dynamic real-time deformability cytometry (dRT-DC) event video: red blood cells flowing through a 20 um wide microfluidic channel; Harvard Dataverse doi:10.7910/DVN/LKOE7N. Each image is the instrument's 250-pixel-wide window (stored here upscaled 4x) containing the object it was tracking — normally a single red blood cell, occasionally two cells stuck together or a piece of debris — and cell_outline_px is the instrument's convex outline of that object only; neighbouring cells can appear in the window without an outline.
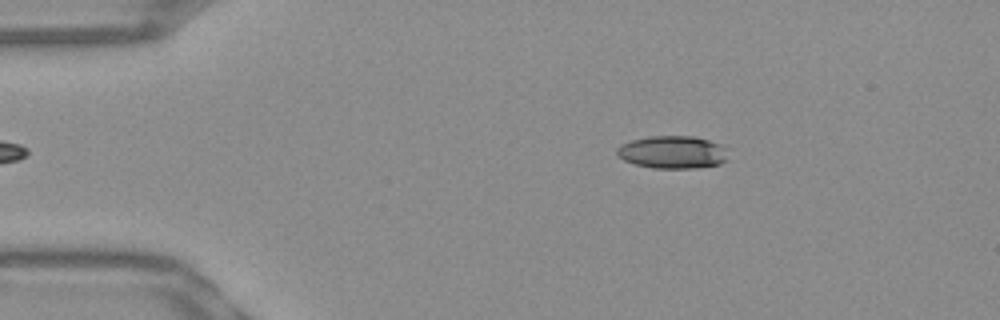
{"species": "Egyptian fruit bat (a non-hibernating species)", "species_latin": "Rousettus aegyptiacus", "temperature_condition": "warm", "stored_images_in_passage": 50, "camera_frame_rate_fps": 3000, "um_per_image_px": 0.085, "frame": {"image": 1, "passage_image": 7, "time_ms": 2.0, "image_size_px": [1000, 320], "cell_outline_px": [[728, 160], [720, 164], [696, 168], [652, 168], [636, 164], [624, 160], [616, 152], [616, 148], [620, 144], [632, 140], [648, 136], [692, 136], [708, 140], [720, 144], [724, 148]], "centroid_in_image_um": [57.16, 12.93], "position_along_channel_um": 27.8, "area_um2": 21.15}}
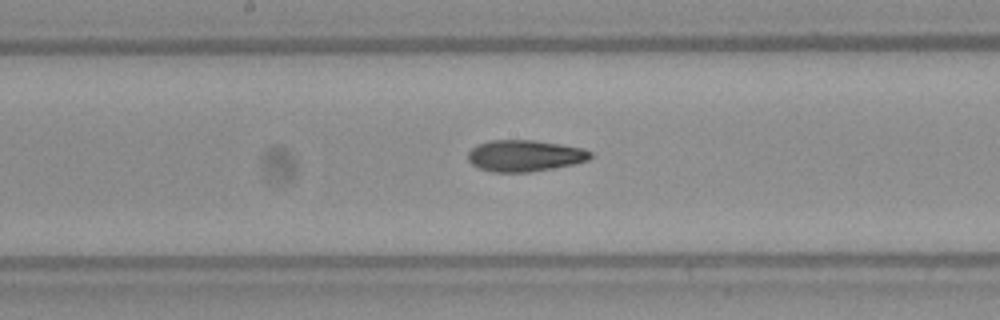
{"frame": {"image": 2, "passage_image": 25, "time_ms": 8.0, "image_size_px": [1000, 320], "cell_outline_px": [[592, 156], [588, 160], [572, 164], [552, 168], [528, 172], [492, 172], [476, 168], [468, 160], [468, 152], [476, 144], [488, 140], [532, 140], [560, 144], [584, 148], [592, 152]], "centroid_in_image_um": [44.56, 13.23], "position_along_channel_um": 203.6, "area_um2": 22.54}}
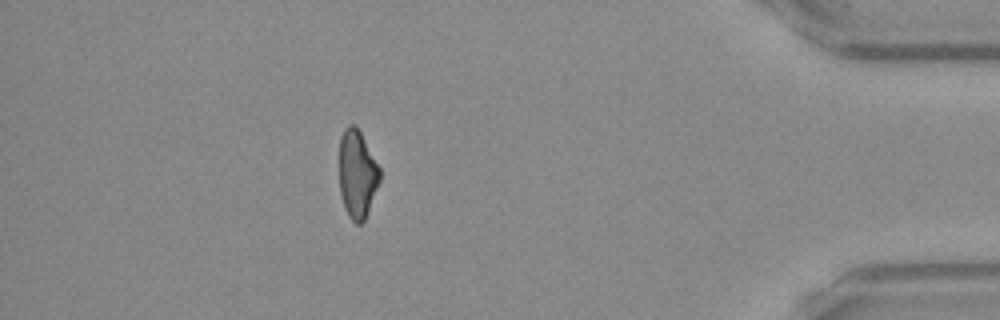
{"frame": {"image": 3, "passage_image": 44, "time_ms": 14.333, "image_size_px": [1000, 320], "cell_outline_px": [[380, 180], [364, 220], [360, 224], [356, 224], [348, 216], [344, 208], [340, 192], [340, 136], [344, 128], [348, 124], [356, 124], [380, 168]], "centroid_in_image_um": [30.35, 14.77], "position_along_channel_um": 404.8, "area_um2": 20.69}, "authors_computed_cell_mechanics": {"area_um2": 21.8484, "velocity_mm_per_s": 3.9238, "shape_relaxation_time_tau1_ms": 11.2382, "shape_relaxation_time_tau2_ms": 4.6004, "deformation_change_tau1": 0.2461, "deformation_change_tau2": 0.1457}}